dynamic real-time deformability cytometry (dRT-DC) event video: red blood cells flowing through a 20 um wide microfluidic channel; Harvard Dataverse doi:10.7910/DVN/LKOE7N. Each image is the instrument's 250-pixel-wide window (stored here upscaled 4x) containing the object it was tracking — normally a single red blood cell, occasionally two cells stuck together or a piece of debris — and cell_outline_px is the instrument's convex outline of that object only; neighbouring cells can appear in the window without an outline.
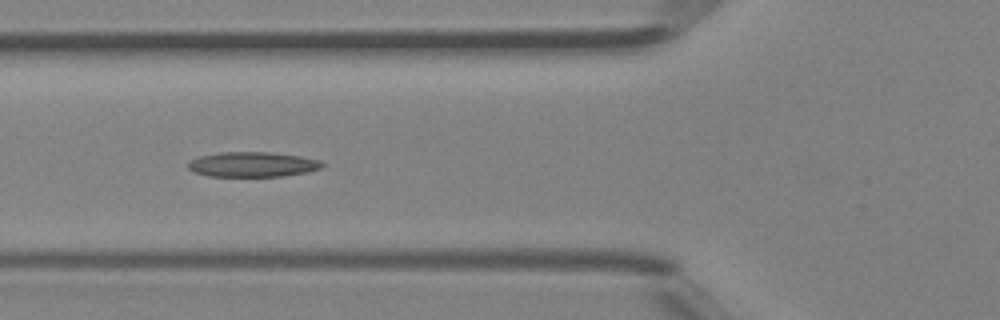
{"species": "Egyptian fruit bat (a non-hibernating species)", "species_latin": "Rousettus aegyptiacus", "temperature_condition": "room temperature", "stored_images_in_passage": 6, "camera_frame_rate_fps": 3000, "um_per_image_px": 0.085, "animal": {"sex": "female"}, "frame": {"image": 1, "passage_image": 5, "time_ms": 1.333, "image_size_px": [1000, 320], "cell_outline_px": [[324, 164], [320, 168], [308, 172], [284, 176], [208, 176], [196, 172], [188, 168], [188, 160], [200, 156], [220, 152], [268, 152], [300, 156], [320, 160]], "centroid_in_image_um": [21.46, 13.97], "position_along_channel_um": 104.3, "area_um2": 19.48}}
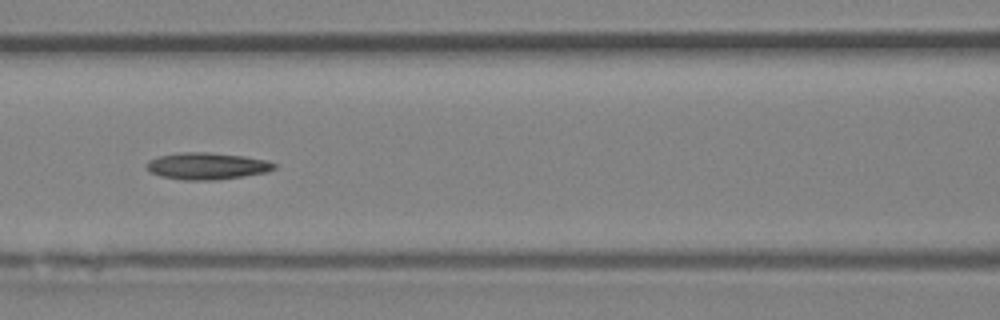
{"frame": {"image": 2, "passage_image": 6, "time_ms": 1.667, "image_size_px": [1000, 320], "cell_outline_px": [[276, 168], [268, 172], [244, 176], [216, 180], [180, 180], [160, 176], [148, 172], [148, 160], [160, 156], [184, 152], [208, 152], [244, 156], [268, 160], [276, 164]], "centroid_in_image_um": [17.62, 14.12], "position_along_channel_um": 149.0, "area_um2": 20.06}}